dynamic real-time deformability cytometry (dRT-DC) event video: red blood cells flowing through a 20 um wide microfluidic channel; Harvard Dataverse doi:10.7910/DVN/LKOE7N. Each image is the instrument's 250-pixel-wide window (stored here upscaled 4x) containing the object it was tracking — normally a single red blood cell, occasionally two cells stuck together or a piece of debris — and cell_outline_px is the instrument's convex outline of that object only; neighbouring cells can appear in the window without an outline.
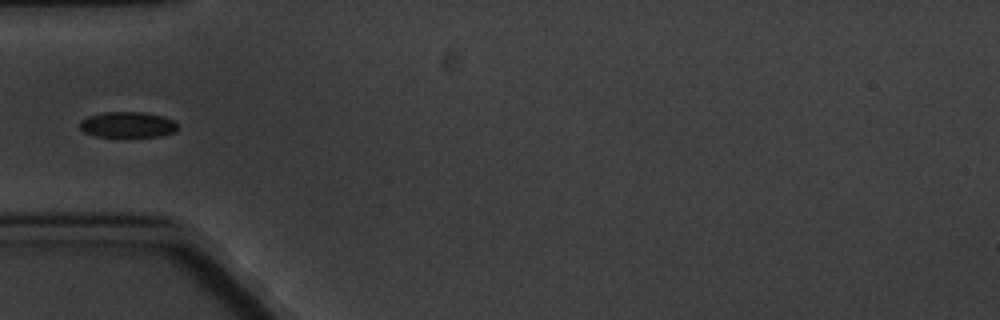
{"species": "common noctule bat (a hibernating species)", "species_latin": "Nyctalus noctula", "temperature_condition": "cold", "stored_images_in_passage": 8, "camera_frame_rate_fps": 3000, "um_per_image_px": 0.085, "animal": {"sex": "male", "body_mass_g": 20.1, "forearm_length_mm": 53.5}, "frame": {"image": 1, "passage_image": 6, "time_ms": 6.0, "image_size_px": [1000, 320], "cell_outline_px": [[176, 132], [160, 136], [96, 136], [84, 132], [80, 128], [80, 120], [88, 116], [104, 112], [144, 112], [176, 120]], "centroid_in_image_um": [10.84, 10.59], "position_along_channel_um": 74.2, "area_um2": 14.57}}